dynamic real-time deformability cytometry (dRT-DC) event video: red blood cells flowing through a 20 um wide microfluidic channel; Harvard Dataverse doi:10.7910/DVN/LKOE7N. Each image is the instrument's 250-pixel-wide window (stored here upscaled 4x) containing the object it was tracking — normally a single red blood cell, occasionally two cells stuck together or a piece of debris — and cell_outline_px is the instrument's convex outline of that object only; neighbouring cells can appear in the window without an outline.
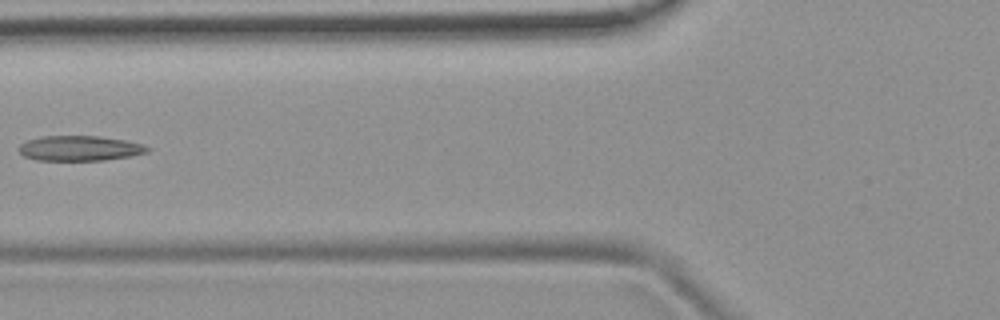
{"species": "common noctule bat (a hibernating species)", "species_latin": "Nyctalus noctula", "temperature_condition": "room temperature", "stored_images_in_passage": 3, "camera_frame_rate_fps": 3000, "um_per_image_px": 0.085, "animal": {"sex": "female", "body_mass_g": 19.9}, "frame": {"image": 1, "passage_image": 2, "time_ms": 0.333, "image_size_px": [1000, 320], "cell_outline_px": [[152, 148], [148, 152], [128, 156], [104, 160], [36, 160], [24, 156], [16, 148], [20, 144], [28, 140], [44, 136], [100, 136], [124, 140], [140, 144]], "centroid_in_image_um": [6.74, 12.6], "position_along_channel_um": 119.1, "area_um2": 18.67}}
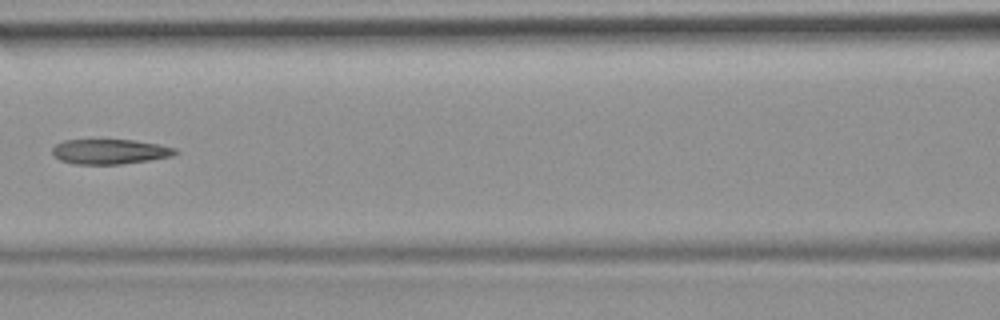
{"frame": {"image": 2, "passage_image": 3, "time_ms": 0.667, "image_size_px": [1000, 320], "cell_outline_px": [[180, 152], [172, 156], [148, 160], [120, 164], [72, 164], [60, 160], [52, 156], [52, 148], [56, 144], [64, 140], [132, 140], [160, 144], [176, 148]], "centroid_in_image_um": [9.33, 12.89], "position_along_channel_um": 157.3, "area_um2": 17.98}}